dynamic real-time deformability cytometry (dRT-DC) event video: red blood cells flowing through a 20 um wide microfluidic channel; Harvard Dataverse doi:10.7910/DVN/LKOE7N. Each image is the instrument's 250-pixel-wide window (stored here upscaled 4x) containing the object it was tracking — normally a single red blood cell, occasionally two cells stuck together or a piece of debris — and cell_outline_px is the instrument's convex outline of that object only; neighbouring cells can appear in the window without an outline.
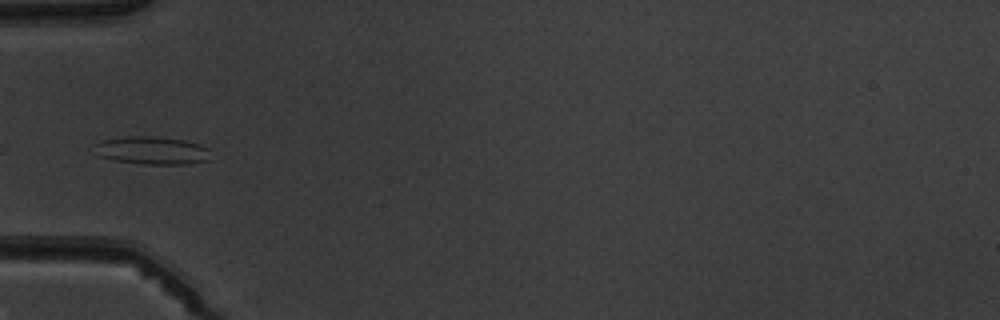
{"species": "common noctule bat (a hibernating species)", "species_latin": "Nyctalus noctula", "temperature_condition": "warm", "stored_images_in_passage": 6, "camera_frame_rate_fps": 3000, "um_per_image_px": 0.085, "animal": {"sex": "male", "body_mass_g": 19.5, "forearm_length_mm": 54.6}, "frame": {"image": 1, "passage_image": 6, "time_ms": 5.667, "image_size_px": [1000, 320], "cell_outline_px": [[212, 160], [192, 164], [144, 164], [116, 160], [96, 156], [96, 144], [104, 140], [128, 136], [152, 136], [184, 140], [200, 144], [208, 148]], "centroid_in_image_um": [12.99, 12.8], "position_along_channel_um": 72.0, "area_um2": 18.96}}